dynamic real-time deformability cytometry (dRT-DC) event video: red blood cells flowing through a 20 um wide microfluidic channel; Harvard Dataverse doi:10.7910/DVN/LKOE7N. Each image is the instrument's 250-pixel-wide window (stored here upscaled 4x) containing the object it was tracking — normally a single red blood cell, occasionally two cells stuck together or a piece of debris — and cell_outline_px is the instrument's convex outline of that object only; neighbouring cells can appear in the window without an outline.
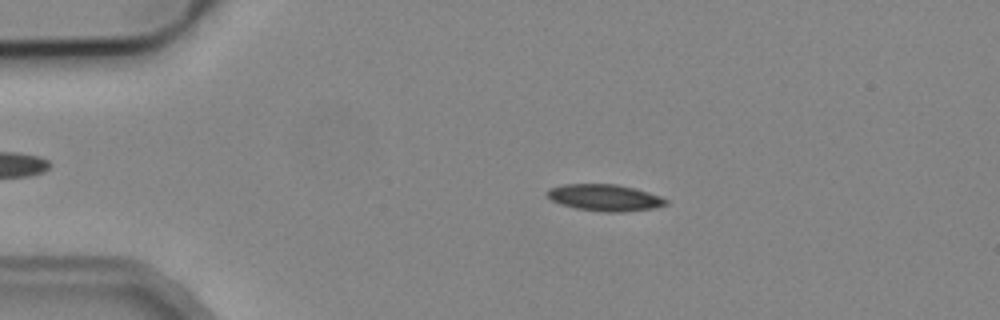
{"species": "common noctule bat (a hibernating species)", "species_latin": "Nyctalus noctula", "temperature_condition": "cold", "stored_images_in_passage": 5, "camera_frame_rate_fps": 3000, "um_per_image_px": 0.085, "animal": {"sex": "male", "body_mass_g": 19.2, "forearm_length_mm": 51.8}, "frame": {"image": 1, "passage_image": 2, "time_ms": 1.333, "image_size_px": [1000, 320], "cell_outline_px": [[668, 204], [652, 208], [620, 212], [604, 212], [576, 208], [560, 204], [552, 200], [544, 192], [548, 188], [564, 184], [616, 184], [636, 188], [660, 196], [668, 200]], "centroid_in_image_um": [51.38, 16.79], "position_along_channel_um": 33.6, "area_um2": 18.44}}
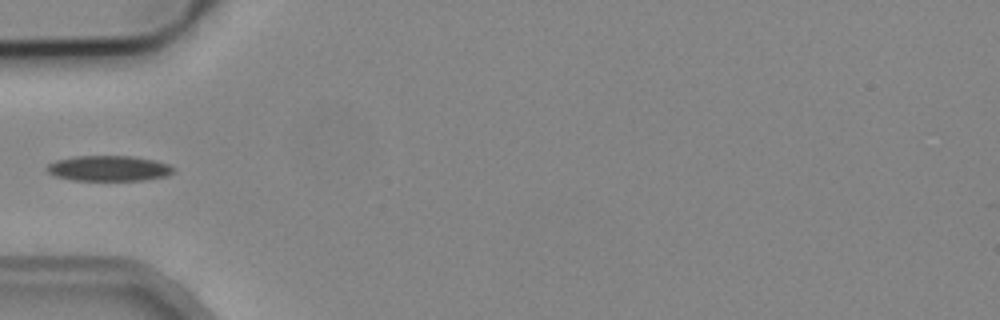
{"frame": {"image": 2, "passage_image": 4, "time_ms": 3.667, "image_size_px": [1000, 320], "cell_outline_px": [[172, 172], [168, 176], [144, 180], [72, 180], [56, 176], [48, 172], [44, 168], [48, 164], [56, 160], [76, 156], [132, 156], [156, 160], [168, 164], [172, 168]], "centroid_in_image_um": [9.22, 14.31], "position_along_channel_um": 75.8, "area_um2": 18.73}}